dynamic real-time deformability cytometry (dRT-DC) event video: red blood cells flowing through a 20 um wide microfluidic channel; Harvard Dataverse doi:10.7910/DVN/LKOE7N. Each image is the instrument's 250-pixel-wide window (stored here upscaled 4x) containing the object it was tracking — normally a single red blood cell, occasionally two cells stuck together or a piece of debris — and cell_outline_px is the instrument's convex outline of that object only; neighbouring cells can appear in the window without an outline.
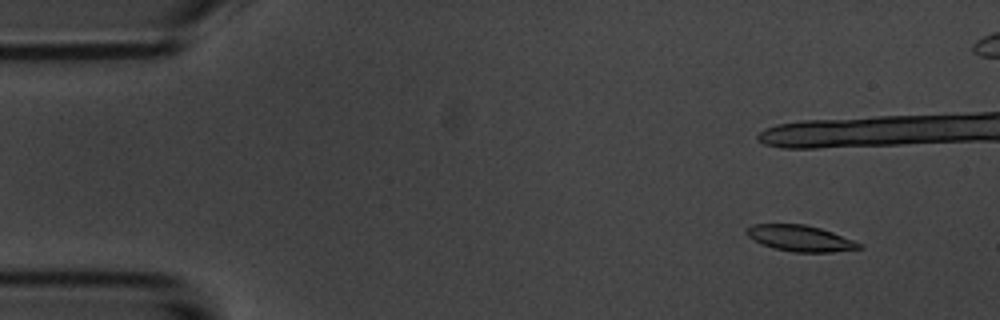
{"species": "common noctule bat (a hibernating species)", "species_latin": "Nyctalus noctula", "temperature_condition": "room temperature", "stored_images_in_passage": 6, "camera_frame_rate_fps": 3000, "um_per_image_px": 0.085, "animal": {"sex": "male", "body_mass_g": 20.1, "forearm_length_mm": 53.5}, "frame": {"image": 1, "passage_image": 2, "time_ms": 1.0, "image_size_px": [1000, 320], "cell_outline_px": [[864, 248], [832, 252], [792, 252], [772, 248], [760, 244], [752, 240], [744, 232], [752, 224], [804, 224], [820, 228], [832, 232], [852, 240], [860, 244]], "centroid_in_image_um": [67.97, 20.26], "position_along_channel_um": 17.0, "area_um2": 17.11}}